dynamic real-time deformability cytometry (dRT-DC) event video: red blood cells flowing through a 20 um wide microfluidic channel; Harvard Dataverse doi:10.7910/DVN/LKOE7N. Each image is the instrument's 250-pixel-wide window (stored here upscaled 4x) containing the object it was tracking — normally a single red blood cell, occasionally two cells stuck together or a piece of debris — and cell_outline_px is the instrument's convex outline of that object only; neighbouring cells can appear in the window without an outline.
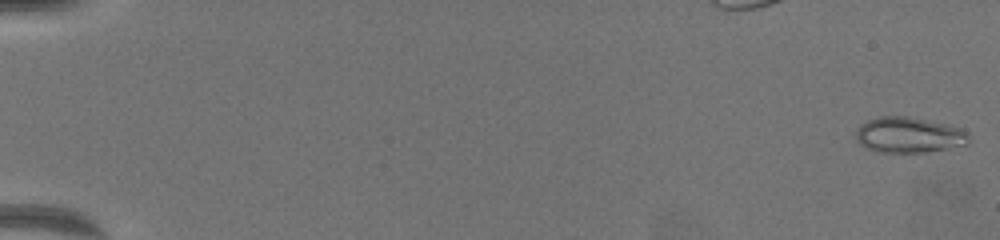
{"species": "common noctule bat (a hibernating species)", "species_latin": "Nyctalus noctula", "temperature_condition": "warm", "stored_images_in_passage": 64, "camera_frame_rate_fps": 3000, "um_per_image_px": 0.085, "animal": {"sex": "female", "body_mass_g": 19.5, "forearm_length_mm": 54.1}, "frame": {"image": 1, "passage_image": 1, "time_ms": 0.0, "image_size_px": [1000, 240], "cell_outline_px": [[972, 136], [968, 144], [924, 152], [880, 152], [868, 148], [860, 144], [856, 140], [856, 128], [868, 120], [880, 116], [904, 116], [948, 124], [964, 128]], "centroid_in_image_um": [77.3, 11.46], "position_along_channel_um": 7.7, "area_um2": 23.52}}
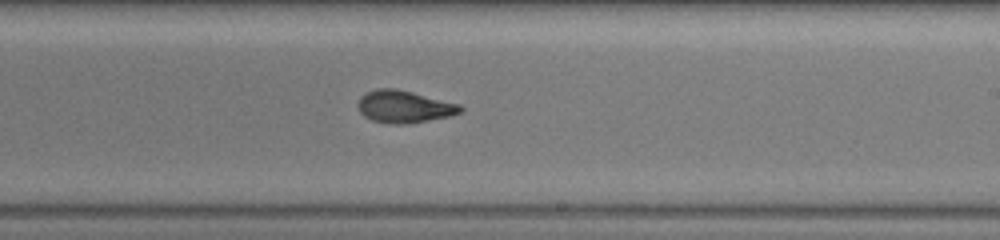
{"frame": {"image": 2, "passage_image": 41, "time_ms": 13.333, "image_size_px": [1000, 240], "cell_outline_px": [[464, 108], [460, 112], [448, 116], [408, 124], [392, 124], [372, 120], [364, 116], [360, 112], [356, 104], [360, 96], [376, 88], [396, 88], [460, 104]], "centroid_in_image_um": [34.32, 9.06], "position_along_channel_um": 254.7, "area_um2": 19.25}}
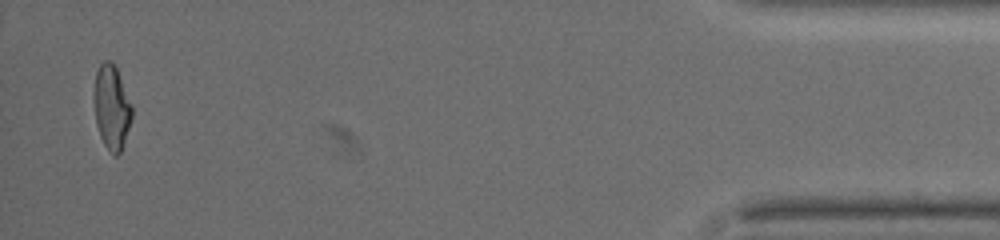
{"frame": {"image": 3, "passage_image": 63, "time_ms": 20.667, "image_size_px": [1000, 240], "cell_outline_px": [[132, 116], [120, 152], [116, 156], [112, 156], [104, 144], [100, 136], [96, 124], [92, 96], [96, 72], [100, 64], [104, 60], [112, 60], [116, 68], [132, 104]], "centroid_in_image_um": [9.46, 9.09], "position_along_channel_um": 425.7, "area_um2": 18.79}, "authors_computed_cell_mechanics": {"area_um2": 19.363, "velocity_mm_per_s": 3.3593, "shape_relaxation_time_tau1_ms": 7.9225, "shape_relaxation_time_tau2_ms": 1.7293, "deformation_change_tau1": 0.2276, "deformation_change_tau2": 0.0805}}